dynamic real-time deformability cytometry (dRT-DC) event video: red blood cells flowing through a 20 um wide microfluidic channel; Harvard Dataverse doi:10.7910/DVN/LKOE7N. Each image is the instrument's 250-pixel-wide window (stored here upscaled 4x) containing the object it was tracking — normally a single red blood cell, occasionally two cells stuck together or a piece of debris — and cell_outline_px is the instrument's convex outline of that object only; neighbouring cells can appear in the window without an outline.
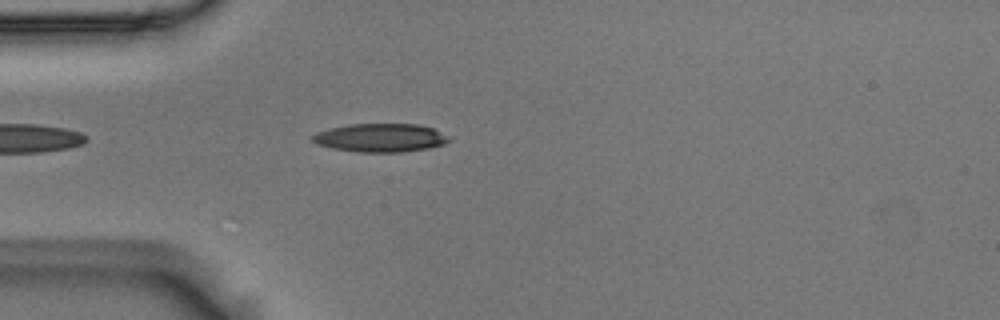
{"species": "Egyptian fruit bat (a non-hibernating species)", "species_latin": "Rousettus aegyptiacus", "temperature_condition": "room temperature", "stored_images_in_passage": 27, "camera_frame_rate_fps": 3000, "um_per_image_px": 0.085, "animal": {"sex": "male"}, "frame": {"image": 1, "passage_image": 3, "time_ms": 0.667, "image_size_px": [1000, 320], "cell_outline_px": [[452, 140], [444, 144], [428, 148], [404, 152], [360, 152], [332, 148], [316, 144], [312, 140], [312, 136], [316, 132], [348, 124], [416, 124], [432, 128], [452, 136]], "centroid_in_image_um": [32.38, 11.71], "position_along_channel_um": 52.6, "area_um2": 22.72}}
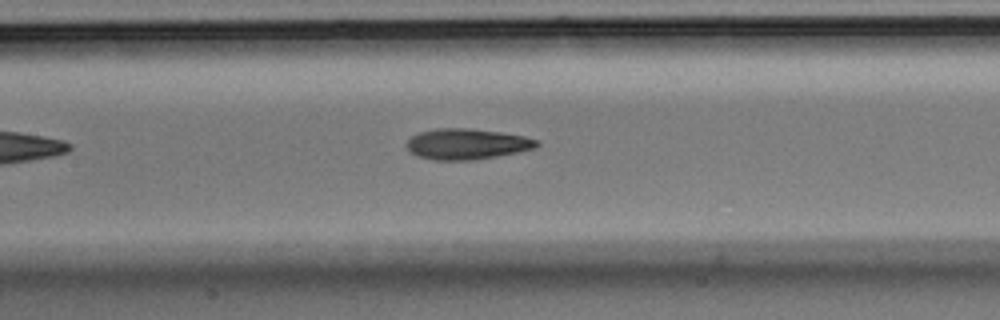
{"frame": {"image": 2, "passage_image": 13, "time_ms": 4.0, "image_size_px": [1000, 320], "cell_outline_px": [[540, 144], [536, 148], [496, 156], [472, 160], [432, 160], [416, 156], [408, 148], [408, 140], [412, 136], [420, 132], [436, 128], [468, 128], [500, 132], [524, 136], [540, 140]], "centroid_in_image_um": [39.7, 12.24], "position_along_channel_um": 167.7, "area_um2": 23.24}}
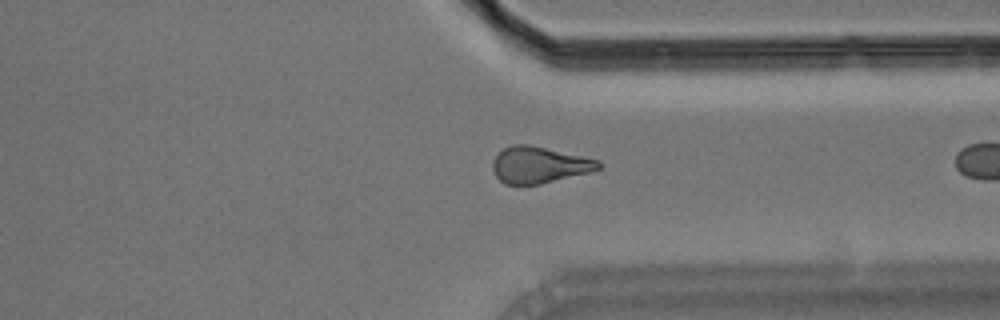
{"frame": {"image": 3, "passage_image": 26, "time_ms": 8.333, "image_size_px": [1000, 320], "cell_outline_px": [[600, 168], [588, 172], [540, 184], [504, 184], [496, 176], [492, 168], [492, 160], [504, 148], [512, 144], [528, 144], [600, 160]], "centroid_in_image_um": [45.79, 14.01], "position_along_channel_um": 365.6, "area_um2": 22.2}}